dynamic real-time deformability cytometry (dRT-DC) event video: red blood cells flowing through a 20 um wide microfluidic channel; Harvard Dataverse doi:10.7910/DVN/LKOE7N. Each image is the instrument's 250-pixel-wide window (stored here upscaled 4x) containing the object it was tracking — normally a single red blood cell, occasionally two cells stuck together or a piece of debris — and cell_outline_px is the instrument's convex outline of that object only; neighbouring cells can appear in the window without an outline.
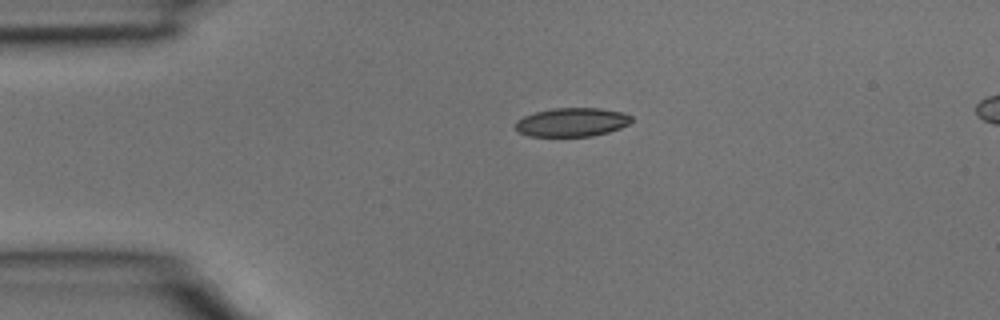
{"species": "common noctule bat (a hibernating species)", "species_latin": "Nyctalus noctula", "temperature_condition": "room temperature", "stored_images_in_passage": 4, "camera_frame_rate_fps": 3000, "um_per_image_px": 0.085, "animal": {"sex": "male", "body_mass_g": 15.6}, "frame": {"image": 1, "passage_image": 4, "time_ms": 1.0, "image_size_px": [1000, 320], "cell_outline_px": [[632, 120], [628, 124], [620, 128], [608, 132], [592, 136], [528, 136], [520, 132], [516, 128], [516, 120], [524, 116], [536, 112], [552, 108], [600, 108], [624, 112], [632, 116]], "centroid_in_image_um": [48.64, 10.38], "position_along_channel_um": 36.4, "area_um2": 19.42}}